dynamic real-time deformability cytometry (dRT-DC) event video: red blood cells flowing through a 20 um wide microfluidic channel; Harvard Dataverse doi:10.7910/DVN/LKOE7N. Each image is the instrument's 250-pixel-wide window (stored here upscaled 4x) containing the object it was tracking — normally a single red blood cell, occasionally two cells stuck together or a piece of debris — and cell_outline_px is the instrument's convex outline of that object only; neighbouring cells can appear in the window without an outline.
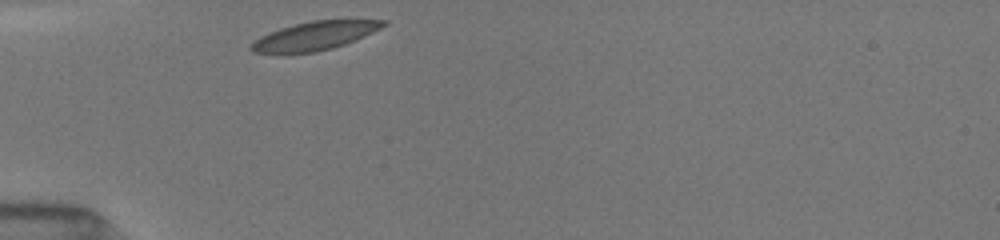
{"species": "common noctule bat (a hibernating species)", "species_latin": "Nyctalus noctula", "temperature_condition": "room temperature", "stored_images_in_passage": 29, "camera_frame_rate_fps": 3000, "um_per_image_px": 0.085, "animal": {"sex": "female", "body_mass_g": 19.5, "forearm_length_mm": 54.1}, "frame": {"image": 1, "passage_image": 1, "time_ms": 0.0, "image_size_px": [1000, 240], "cell_outline_px": [[388, 24], [356, 40], [332, 48], [316, 52], [252, 52], [248, 48], [260, 36], [268, 32], [280, 28], [312, 20], [388, 20]], "centroid_in_image_um": [26.77, 3.03], "position_along_channel_um": 58.2, "area_um2": 21.56}}
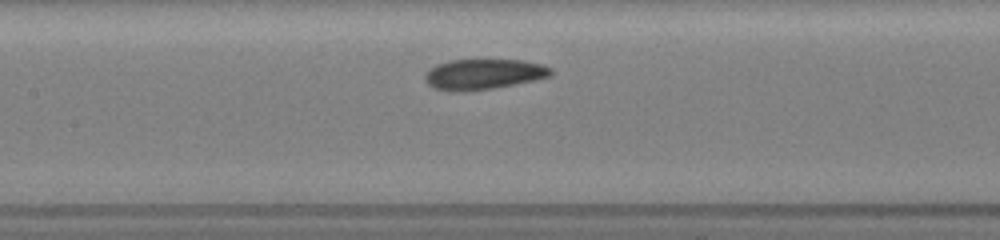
{"frame": {"image": 2, "passage_image": 10, "time_ms": 3.0, "image_size_px": [1000, 240], "cell_outline_px": [[552, 76], [536, 80], [516, 84], [492, 88], [460, 92], [432, 88], [424, 80], [424, 76], [436, 64], [448, 60], [520, 60], [544, 64], [552, 68]], "centroid_in_image_um": [41.13, 6.31], "position_along_channel_um": 166.3, "area_um2": 22.43}}
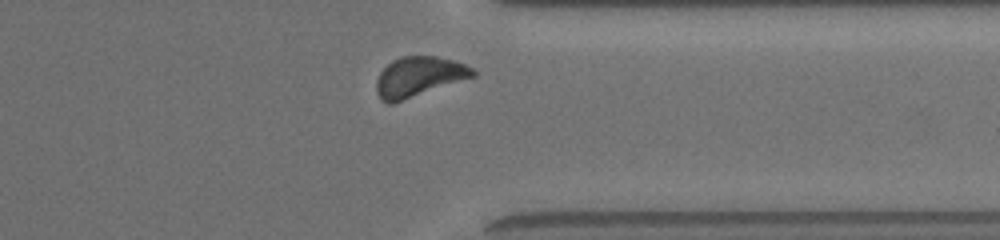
{"frame": {"image": 3, "passage_image": 26, "time_ms": 8.333, "image_size_px": [1000, 240], "cell_outline_px": [[476, 76], [388, 104], [376, 92], [376, 80], [380, 72], [392, 60], [400, 56], [436, 56], [452, 60], [464, 64], [472, 68], [476, 72]], "centroid_in_image_um": [35.6, 6.49], "position_along_channel_um": 375.8, "area_um2": 21.96}, "authors_computed_cell_mechanics": {"area_um2": 22.4264, "velocity_mm_per_s": 3.9496, "shape_relaxation_time_tau1_ms": 2.9802, "shape_relaxation_time_tau2_ms": null, "deformation_change_tau1": 0.0862, "deformation_change_tau2": null}}